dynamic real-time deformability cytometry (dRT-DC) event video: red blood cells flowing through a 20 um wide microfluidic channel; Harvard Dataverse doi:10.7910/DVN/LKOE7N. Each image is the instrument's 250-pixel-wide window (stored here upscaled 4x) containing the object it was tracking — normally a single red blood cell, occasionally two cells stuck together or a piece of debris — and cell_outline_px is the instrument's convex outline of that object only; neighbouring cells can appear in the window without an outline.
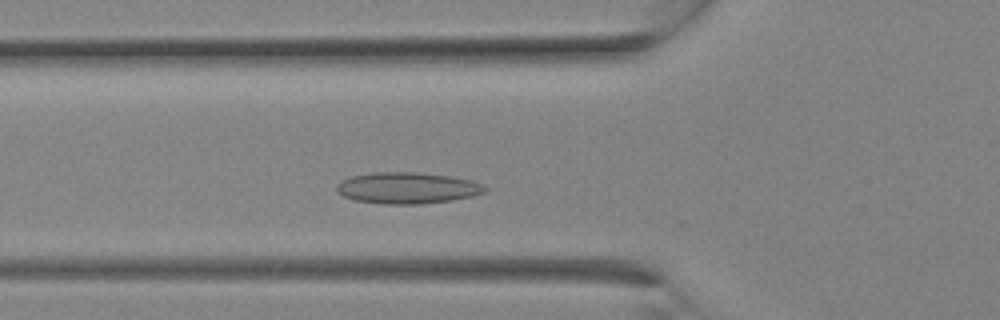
{"species": "Egyptian fruit bat (a non-hibernating species)", "species_latin": "Rousettus aegyptiacus", "temperature_condition": "room temperature", "stored_images_in_passage": 8, "camera_frame_rate_fps": 3000, "um_per_image_px": 0.085, "animal": {"sex": "female"}, "frame": {"image": 1, "passage_image": 6, "time_ms": 1.667, "image_size_px": [1000, 320], "cell_outline_px": [[488, 188], [484, 192], [472, 196], [452, 200], [420, 204], [380, 204], [356, 200], [344, 196], [336, 192], [336, 184], [340, 180], [352, 176], [376, 172], [416, 172], [452, 176], [472, 180], [484, 184]], "centroid_in_image_um": [34.63, 15.97], "position_along_channel_um": 91.2, "area_um2": 27.28}}
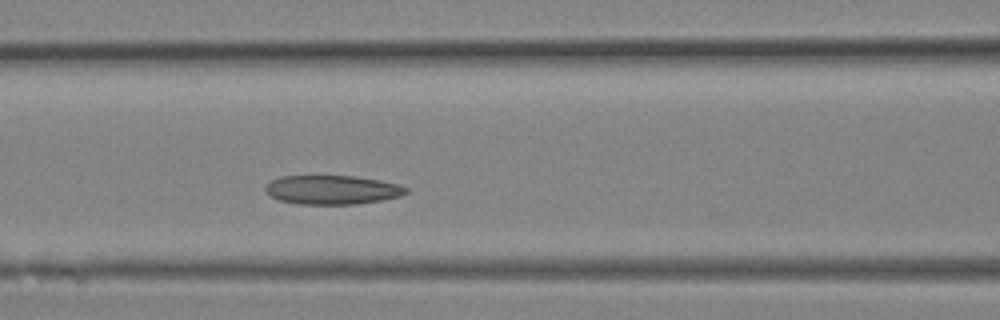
{"frame": {"image": 2, "passage_image": 8, "time_ms": 2.333, "image_size_px": [1000, 320], "cell_outline_px": [[408, 192], [400, 196], [380, 200], [356, 204], [296, 204], [280, 200], [268, 196], [264, 192], [264, 188], [272, 180], [280, 176], [356, 176], [380, 180], [400, 184], [408, 188]], "centroid_in_image_um": [28.22, 16.13], "position_along_channel_um": 138.4, "area_um2": 23.93}}